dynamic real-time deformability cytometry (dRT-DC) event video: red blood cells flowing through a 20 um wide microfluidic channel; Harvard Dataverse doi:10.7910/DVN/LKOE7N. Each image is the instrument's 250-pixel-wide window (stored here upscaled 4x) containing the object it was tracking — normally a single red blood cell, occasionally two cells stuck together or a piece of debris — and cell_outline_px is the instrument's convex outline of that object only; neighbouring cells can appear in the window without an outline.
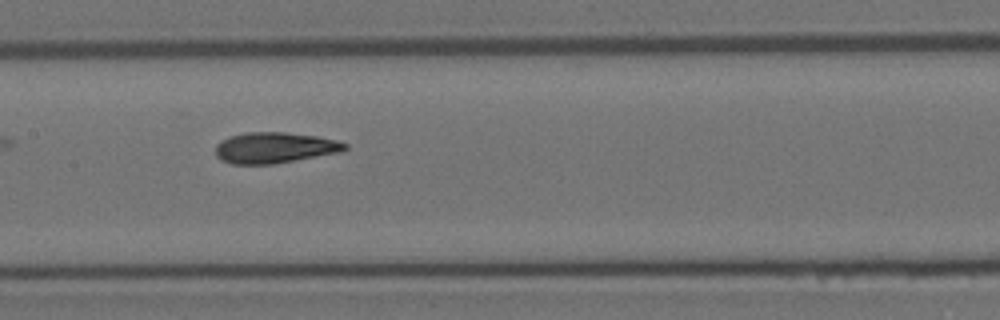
{"species": "Egyptian fruit bat (a non-hibernating species)", "species_latin": "Rousettus aegyptiacus", "temperature_condition": "room temperature", "stored_images_in_passage": 8, "camera_frame_rate_fps": 3000, "um_per_image_px": 0.085, "animal": {"sex": "female"}, "frame": {"image": 1, "passage_image": 8, "time_ms": 2.333, "image_size_px": [1000, 320], "cell_outline_px": [[348, 148], [340, 152], [272, 164], [232, 164], [220, 160], [216, 156], [216, 144], [232, 136], [248, 132], [284, 132], [316, 136], [336, 140], [348, 144]], "centroid_in_image_um": [23.34, 12.56], "position_along_channel_um": 184.1, "area_um2": 23.06}}